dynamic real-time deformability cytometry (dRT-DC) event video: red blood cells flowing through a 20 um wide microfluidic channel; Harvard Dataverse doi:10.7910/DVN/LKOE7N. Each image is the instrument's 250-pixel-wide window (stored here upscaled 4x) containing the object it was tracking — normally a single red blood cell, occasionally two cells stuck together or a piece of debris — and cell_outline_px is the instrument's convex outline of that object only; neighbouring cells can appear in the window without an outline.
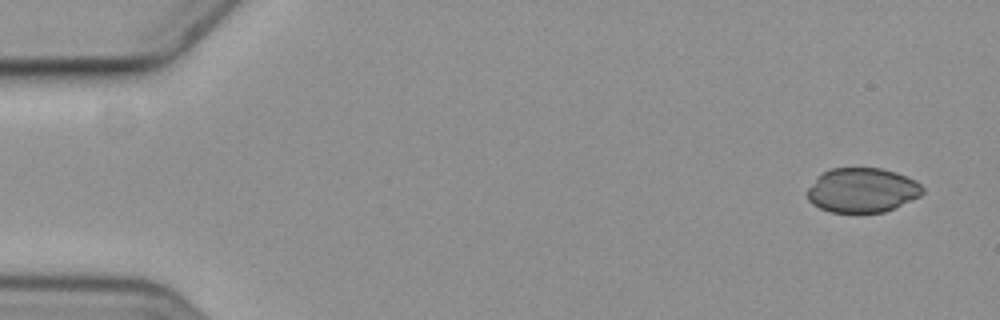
{"species": "common noctule bat (a hibernating species)", "species_latin": "Nyctalus noctula", "temperature_condition": "cold", "stored_images_in_passage": 5, "camera_frame_rate_fps": 3000, "um_per_image_px": 0.085, "animal": {"sex": "female", "body_mass_g": 19.3, "forearm_length_mm": 54.1}, "frame": {"image": 1, "passage_image": 1, "time_ms": 0.0, "image_size_px": [1000, 320], "cell_outline_px": [[924, 192], [920, 196], [884, 212], [832, 212], [820, 208], [812, 204], [808, 200], [808, 188], [824, 172], [832, 168], [880, 168], [896, 172], [916, 180], [924, 188]], "centroid_in_image_um": [73.31, 16.16], "position_along_channel_um": 11.7, "area_um2": 29.65}}